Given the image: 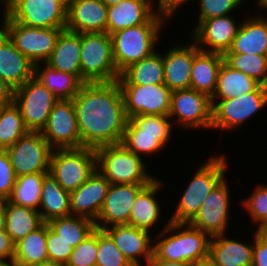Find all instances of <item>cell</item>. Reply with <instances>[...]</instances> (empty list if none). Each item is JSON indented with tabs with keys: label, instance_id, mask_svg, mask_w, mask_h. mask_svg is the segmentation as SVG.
Masks as SVG:
<instances>
[{
	"label": "cell",
	"instance_id": "61",
	"mask_svg": "<svg viewBox=\"0 0 267 266\" xmlns=\"http://www.w3.org/2000/svg\"><path fill=\"white\" fill-rule=\"evenodd\" d=\"M260 232L267 236V230H260Z\"/></svg>",
	"mask_w": 267,
	"mask_h": 266
},
{
	"label": "cell",
	"instance_id": "26",
	"mask_svg": "<svg viewBox=\"0 0 267 266\" xmlns=\"http://www.w3.org/2000/svg\"><path fill=\"white\" fill-rule=\"evenodd\" d=\"M226 53L267 56V20L261 16L245 19Z\"/></svg>",
	"mask_w": 267,
	"mask_h": 266
},
{
	"label": "cell",
	"instance_id": "29",
	"mask_svg": "<svg viewBox=\"0 0 267 266\" xmlns=\"http://www.w3.org/2000/svg\"><path fill=\"white\" fill-rule=\"evenodd\" d=\"M161 183L156 178L138 193L132 205L127 225L150 232V229L158 222L160 216L161 209L154 196H156L157 191L159 192L160 186H162Z\"/></svg>",
	"mask_w": 267,
	"mask_h": 266
},
{
	"label": "cell",
	"instance_id": "37",
	"mask_svg": "<svg viewBox=\"0 0 267 266\" xmlns=\"http://www.w3.org/2000/svg\"><path fill=\"white\" fill-rule=\"evenodd\" d=\"M169 115H137L127 120L124 134L159 135L164 147L169 142L172 124Z\"/></svg>",
	"mask_w": 267,
	"mask_h": 266
},
{
	"label": "cell",
	"instance_id": "50",
	"mask_svg": "<svg viewBox=\"0 0 267 266\" xmlns=\"http://www.w3.org/2000/svg\"><path fill=\"white\" fill-rule=\"evenodd\" d=\"M14 102V89L0 77V106Z\"/></svg>",
	"mask_w": 267,
	"mask_h": 266
},
{
	"label": "cell",
	"instance_id": "43",
	"mask_svg": "<svg viewBox=\"0 0 267 266\" xmlns=\"http://www.w3.org/2000/svg\"><path fill=\"white\" fill-rule=\"evenodd\" d=\"M252 220L258 222V231L267 224V185L257 186L254 193L242 200Z\"/></svg>",
	"mask_w": 267,
	"mask_h": 266
},
{
	"label": "cell",
	"instance_id": "15",
	"mask_svg": "<svg viewBox=\"0 0 267 266\" xmlns=\"http://www.w3.org/2000/svg\"><path fill=\"white\" fill-rule=\"evenodd\" d=\"M211 98L195 89H178L171 93L169 117L177 116L180 125L189 128H211Z\"/></svg>",
	"mask_w": 267,
	"mask_h": 266
},
{
	"label": "cell",
	"instance_id": "51",
	"mask_svg": "<svg viewBox=\"0 0 267 266\" xmlns=\"http://www.w3.org/2000/svg\"><path fill=\"white\" fill-rule=\"evenodd\" d=\"M189 0H158L157 10L166 13L170 17L184 2L187 3Z\"/></svg>",
	"mask_w": 267,
	"mask_h": 266
},
{
	"label": "cell",
	"instance_id": "9",
	"mask_svg": "<svg viewBox=\"0 0 267 266\" xmlns=\"http://www.w3.org/2000/svg\"><path fill=\"white\" fill-rule=\"evenodd\" d=\"M58 99L34 76L14 90V103L19 107L29 131L41 132Z\"/></svg>",
	"mask_w": 267,
	"mask_h": 266
},
{
	"label": "cell",
	"instance_id": "38",
	"mask_svg": "<svg viewBox=\"0 0 267 266\" xmlns=\"http://www.w3.org/2000/svg\"><path fill=\"white\" fill-rule=\"evenodd\" d=\"M46 174L30 173L17 177L8 200L13 204L37 210L40 207L41 188Z\"/></svg>",
	"mask_w": 267,
	"mask_h": 266
},
{
	"label": "cell",
	"instance_id": "40",
	"mask_svg": "<svg viewBox=\"0 0 267 266\" xmlns=\"http://www.w3.org/2000/svg\"><path fill=\"white\" fill-rule=\"evenodd\" d=\"M224 61L233 69L267 86V56L258 54L225 53Z\"/></svg>",
	"mask_w": 267,
	"mask_h": 266
},
{
	"label": "cell",
	"instance_id": "36",
	"mask_svg": "<svg viewBox=\"0 0 267 266\" xmlns=\"http://www.w3.org/2000/svg\"><path fill=\"white\" fill-rule=\"evenodd\" d=\"M48 226L60 238L77 247L95 229V222L90 218L77 215L57 217L47 222Z\"/></svg>",
	"mask_w": 267,
	"mask_h": 266
},
{
	"label": "cell",
	"instance_id": "30",
	"mask_svg": "<svg viewBox=\"0 0 267 266\" xmlns=\"http://www.w3.org/2000/svg\"><path fill=\"white\" fill-rule=\"evenodd\" d=\"M34 65V77L38 79L58 100H73L84 84L76 75L58 71L48 64Z\"/></svg>",
	"mask_w": 267,
	"mask_h": 266
},
{
	"label": "cell",
	"instance_id": "41",
	"mask_svg": "<svg viewBox=\"0 0 267 266\" xmlns=\"http://www.w3.org/2000/svg\"><path fill=\"white\" fill-rule=\"evenodd\" d=\"M96 266H133L115 245L112 238L101 229H98Z\"/></svg>",
	"mask_w": 267,
	"mask_h": 266
},
{
	"label": "cell",
	"instance_id": "34",
	"mask_svg": "<svg viewBox=\"0 0 267 266\" xmlns=\"http://www.w3.org/2000/svg\"><path fill=\"white\" fill-rule=\"evenodd\" d=\"M5 231L14 243L39 228L44 221L38 210L19 206L5 200Z\"/></svg>",
	"mask_w": 267,
	"mask_h": 266
},
{
	"label": "cell",
	"instance_id": "63",
	"mask_svg": "<svg viewBox=\"0 0 267 266\" xmlns=\"http://www.w3.org/2000/svg\"><path fill=\"white\" fill-rule=\"evenodd\" d=\"M261 230H267V224Z\"/></svg>",
	"mask_w": 267,
	"mask_h": 266
},
{
	"label": "cell",
	"instance_id": "16",
	"mask_svg": "<svg viewBox=\"0 0 267 266\" xmlns=\"http://www.w3.org/2000/svg\"><path fill=\"white\" fill-rule=\"evenodd\" d=\"M229 188L223 178L205 199L195 217L189 222L210 237L226 234L229 214Z\"/></svg>",
	"mask_w": 267,
	"mask_h": 266
},
{
	"label": "cell",
	"instance_id": "31",
	"mask_svg": "<svg viewBox=\"0 0 267 266\" xmlns=\"http://www.w3.org/2000/svg\"><path fill=\"white\" fill-rule=\"evenodd\" d=\"M70 193L66 192L57 180L47 173L44 177L41 188V202L39 213L44 222L57 217L71 215Z\"/></svg>",
	"mask_w": 267,
	"mask_h": 266
},
{
	"label": "cell",
	"instance_id": "45",
	"mask_svg": "<svg viewBox=\"0 0 267 266\" xmlns=\"http://www.w3.org/2000/svg\"><path fill=\"white\" fill-rule=\"evenodd\" d=\"M243 0H200V13L198 24L196 28L207 19L226 16L236 7H238Z\"/></svg>",
	"mask_w": 267,
	"mask_h": 266
},
{
	"label": "cell",
	"instance_id": "56",
	"mask_svg": "<svg viewBox=\"0 0 267 266\" xmlns=\"http://www.w3.org/2000/svg\"><path fill=\"white\" fill-rule=\"evenodd\" d=\"M59 3H61L66 9H68L74 0H57Z\"/></svg>",
	"mask_w": 267,
	"mask_h": 266
},
{
	"label": "cell",
	"instance_id": "8",
	"mask_svg": "<svg viewBox=\"0 0 267 266\" xmlns=\"http://www.w3.org/2000/svg\"><path fill=\"white\" fill-rule=\"evenodd\" d=\"M1 28L16 48L34 65L46 62L52 55L57 39L65 28H36L14 21L6 12Z\"/></svg>",
	"mask_w": 267,
	"mask_h": 266
},
{
	"label": "cell",
	"instance_id": "6",
	"mask_svg": "<svg viewBox=\"0 0 267 266\" xmlns=\"http://www.w3.org/2000/svg\"><path fill=\"white\" fill-rule=\"evenodd\" d=\"M81 81L114 82L120 73L113 58L111 35L107 32L81 33Z\"/></svg>",
	"mask_w": 267,
	"mask_h": 266
},
{
	"label": "cell",
	"instance_id": "46",
	"mask_svg": "<svg viewBox=\"0 0 267 266\" xmlns=\"http://www.w3.org/2000/svg\"><path fill=\"white\" fill-rule=\"evenodd\" d=\"M73 248L69 242L60 238V235H57L47 224L46 249L49 260L66 264Z\"/></svg>",
	"mask_w": 267,
	"mask_h": 266
},
{
	"label": "cell",
	"instance_id": "4",
	"mask_svg": "<svg viewBox=\"0 0 267 266\" xmlns=\"http://www.w3.org/2000/svg\"><path fill=\"white\" fill-rule=\"evenodd\" d=\"M96 152V169L110 184L149 185L156 179L146 172L142 156L128 150L123 144L99 147Z\"/></svg>",
	"mask_w": 267,
	"mask_h": 266
},
{
	"label": "cell",
	"instance_id": "24",
	"mask_svg": "<svg viewBox=\"0 0 267 266\" xmlns=\"http://www.w3.org/2000/svg\"><path fill=\"white\" fill-rule=\"evenodd\" d=\"M152 0H122L107 8V33L147 23L156 13Z\"/></svg>",
	"mask_w": 267,
	"mask_h": 266
},
{
	"label": "cell",
	"instance_id": "47",
	"mask_svg": "<svg viewBox=\"0 0 267 266\" xmlns=\"http://www.w3.org/2000/svg\"><path fill=\"white\" fill-rule=\"evenodd\" d=\"M16 179L8 153L5 150L0 151V199L10 198Z\"/></svg>",
	"mask_w": 267,
	"mask_h": 266
},
{
	"label": "cell",
	"instance_id": "55",
	"mask_svg": "<svg viewBox=\"0 0 267 266\" xmlns=\"http://www.w3.org/2000/svg\"><path fill=\"white\" fill-rule=\"evenodd\" d=\"M34 266H66V264L60 263V262H55L51 260H47L44 262H40L37 264H34Z\"/></svg>",
	"mask_w": 267,
	"mask_h": 266
},
{
	"label": "cell",
	"instance_id": "12",
	"mask_svg": "<svg viewBox=\"0 0 267 266\" xmlns=\"http://www.w3.org/2000/svg\"><path fill=\"white\" fill-rule=\"evenodd\" d=\"M52 150L41 132L32 131L5 149L17 177L30 173H49Z\"/></svg>",
	"mask_w": 267,
	"mask_h": 266
},
{
	"label": "cell",
	"instance_id": "2",
	"mask_svg": "<svg viewBox=\"0 0 267 266\" xmlns=\"http://www.w3.org/2000/svg\"><path fill=\"white\" fill-rule=\"evenodd\" d=\"M165 235L167 237H164ZM156 237L161 239L153 245L151 260L192 263L209 256L211 237L189 223L168 221L163 231Z\"/></svg>",
	"mask_w": 267,
	"mask_h": 266
},
{
	"label": "cell",
	"instance_id": "59",
	"mask_svg": "<svg viewBox=\"0 0 267 266\" xmlns=\"http://www.w3.org/2000/svg\"><path fill=\"white\" fill-rule=\"evenodd\" d=\"M257 4H259V7H262L263 9L267 8V0H257Z\"/></svg>",
	"mask_w": 267,
	"mask_h": 266
},
{
	"label": "cell",
	"instance_id": "1",
	"mask_svg": "<svg viewBox=\"0 0 267 266\" xmlns=\"http://www.w3.org/2000/svg\"><path fill=\"white\" fill-rule=\"evenodd\" d=\"M73 103L81 148L96 150L122 142L128 118L118 81L84 83Z\"/></svg>",
	"mask_w": 267,
	"mask_h": 266
},
{
	"label": "cell",
	"instance_id": "3",
	"mask_svg": "<svg viewBox=\"0 0 267 266\" xmlns=\"http://www.w3.org/2000/svg\"><path fill=\"white\" fill-rule=\"evenodd\" d=\"M169 18L166 13L157 11L147 23L111 34L113 58L119 73L156 51L154 47L160 37L161 26Z\"/></svg>",
	"mask_w": 267,
	"mask_h": 266
},
{
	"label": "cell",
	"instance_id": "14",
	"mask_svg": "<svg viewBox=\"0 0 267 266\" xmlns=\"http://www.w3.org/2000/svg\"><path fill=\"white\" fill-rule=\"evenodd\" d=\"M41 134L52 149L81 148L73 100H58L55 103Z\"/></svg>",
	"mask_w": 267,
	"mask_h": 266
},
{
	"label": "cell",
	"instance_id": "22",
	"mask_svg": "<svg viewBox=\"0 0 267 266\" xmlns=\"http://www.w3.org/2000/svg\"><path fill=\"white\" fill-rule=\"evenodd\" d=\"M107 8L102 0H74L67 9L65 29L75 33L107 32Z\"/></svg>",
	"mask_w": 267,
	"mask_h": 266
},
{
	"label": "cell",
	"instance_id": "53",
	"mask_svg": "<svg viewBox=\"0 0 267 266\" xmlns=\"http://www.w3.org/2000/svg\"><path fill=\"white\" fill-rule=\"evenodd\" d=\"M5 200L0 199V232L5 230Z\"/></svg>",
	"mask_w": 267,
	"mask_h": 266
},
{
	"label": "cell",
	"instance_id": "52",
	"mask_svg": "<svg viewBox=\"0 0 267 266\" xmlns=\"http://www.w3.org/2000/svg\"><path fill=\"white\" fill-rule=\"evenodd\" d=\"M149 266H190V263L167 260H151Z\"/></svg>",
	"mask_w": 267,
	"mask_h": 266
},
{
	"label": "cell",
	"instance_id": "57",
	"mask_svg": "<svg viewBox=\"0 0 267 266\" xmlns=\"http://www.w3.org/2000/svg\"><path fill=\"white\" fill-rule=\"evenodd\" d=\"M9 262H6V260H0V266H15V260L14 259L9 260Z\"/></svg>",
	"mask_w": 267,
	"mask_h": 266
},
{
	"label": "cell",
	"instance_id": "49",
	"mask_svg": "<svg viewBox=\"0 0 267 266\" xmlns=\"http://www.w3.org/2000/svg\"><path fill=\"white\" fill-rule=\"evenodd\" d=\"M14 254L15 243L5 230L0 232V260H12L14 258Z\"/></svg>",
	"mask_w": 267,
	"mask_h": 266
},
{
	"label": "cell",
	"instance_id": "20",
	"mask_svg": "<svg viewBox=\"0 0 267 266\" xmlns=\"http://www.w3.org/2000/svg\"><path fill=\"white\" fill-rule=\"evenodd\" d=\"M103 230L133 266H142L139 260L142 256L149 266L153 257L150 232L127 224L112 225Z\"/></svg>",
	"mask_w": 267,
	"mask_h": 266
},
{
	"label": "cell",
	"instance_id": "7",
	"mask_svg": "<svg viewBox=\"0 0 267 266\" xmlns=\"http://www.w3.org/2000/svg\"><path fill=\"white\" fill-rule=\"evenodd\" d=\"M96 171V152L92 148L53 149L49 174L66 192H73Z\"/></svg>",
	"mask_w": 267,
	"mask_h": 266
},
{
	"label": "cell",
	"instance_id": "39",
	"mask_svg": "<svg viewBox=\"0 0 267 266\" xmlns=\"http://www.w3.org/2000/svg\"><path fill=\"white\" fill-rule=\"evenodd\" d=\"M28 132L20 109L14 102L0 106V144L5 149Z\"/></svg>",
	"mask_w": 267,
	"mask_h": 266
},
{
	"label": "cell",
	"instance_id": "28",
	"mask_svg": "<svg viewBox=\"0 0 267 266\" xmlns=\"http://www.w3.org/2000/svg\"><path fill=\"white\" fill-rule=\"evenodd\" d=\"M223 62V54L200 50L193 58L190 88L212 98L217 85L218 71Z\"/></svg>",
	"mask_w": 267,
	"mask_h": 266
},
{
	"label": "cell",
	"instance_id": "33",
	"mask_svg": "<svg viewBox=\"0 0 267 266\" xmlns=\"http://www.w3.org/2000/svg\"><path fill=\"white\" fill-rule=\"evenodd\" d=\"M119 84H164L163 57L153 52L139 62L124 69L117 80Z\"/></svg>",
	"mask_w": 267,
	"mask_h": 266
},
{
	"label": "cell",
	"instance_id": "13",
	"mask_svg": "<svg viewBox=\"0 0 267 266\" xmlns=\"http://www.w3.org/2000/svg\"><path fill=\"white\" fill-rule=\"evenodd\" d=\"M128 119L137 115H169L172 91L165 84H120Z\"/></svg>",
	"mask_w": 267,
	"mask_h": 266
},
{
	"label": "cell",
	"instance_id": "62",
	"mask_svg": "<svg viewBox=\"0 0 267 266\" xmlns=\"http://www.w3.org/2000/svg\"><path fill=\"white\" fill-rule=\"evenodd\" d=\"M5 148L0 144V151H4Z\"/></svg>",
	"mask_w": 267,
	"mask_h": 266
},
{
	"label": "cell",
	"instance_id": "25",
	"mask_svg": "<svg viewBox=\"0 0 267 266\" xmlns=\"http://www.w3.org/2000/svg\"><path fill=\"white\" fill-rule=\"evenodd\" d=\"M81 33L64 29L56 42L52 55L45 62L50 67L76 75L81 80Z\"/></svg>",
	"mask_w": 267,
	"mask_h": 266
},
{
	"label": "cell",
	"instance_id": "17",
	"mask_svg": "<svg viewBox=\"0 0 267 266\" xmlns=\"http://www.w3.org/2000/svg\"><path fill=\"white\" fill-rule=\"evenodd\" d=\"M147 185L110 184L101 212L95 221L97 229L128 224L132 205L138 193Z\"/></svg>",
	"mask_w": 267,
	"mask_h": 266
},
{
	"label": "cell",
	"instance_id": "44",
	"mask_svg": "<svg viewBox=\"0 0 267 266\" xmlns=\"http://www.w3.org/2000/svg\"><path fill=\"white\" fill-rule=\"evenodd\" d=\"M121 144L136 155L153 154L164 148L159 143V135L124 134Z\"/></svg>",
	"mask_w": 267,
	"mask_h": 266
},
{
	"label": "cell",
	"instance_id": "11",
	"mask_svg": "<svg viewBox=\"0 0 267 266\" xmlns=\"http://www.w3.org/2000/svg\"><path fill=\"white\" fill-rule=\"evenodd\" d=\"M267 104V86L231 99L212 101L211 128L235 129Z\"/></svg>",
	"mask_w": 267,
	"mask_h": 266
},
{
	"label": "cell",
	"instance_id": "27",
	"mask_svg": "<svg viewBox=\"0 0 267 266\" xmlns=\"http://www.w3.org/2000/svg\"><path fill=\"white\" fill-rule=\"evenodd\" d=\"M224 234L211 237L209 257L216 266H252L254 244L226 238ZM246 244V245H245Z\"/></svg>",
	"mask_w": 267,
	"mask_h": 266
},
{
	"label": "cell",
	"instance_id": "19",
	"mask_svg": "<svg viewBox=\"0 0 267 266\" xmlns=\"http://www.w3.org/2000/svg\"><path fill=\"white\" fill-rule=\"evenodd\" d=\"M235 24L230 15L207 19L194 30L192 38L201 51L224 55L230 49L240 28V25ZM201 45L207 46L208 50Z\"/></svg>",
	"mask_w": 267,
	"mask_h": 266
},
{
	"label": "cell",
	"instance_id": "42",
	"mask_svg": "<svg viewBox=\"0 0 267 266\" xmlns=\"http://www.w3.org/2000/svg\"><path fill=\"white\" fill-rule=\"evenodd\" d=\"M98 229L89 234L73 251L66 266H96Z\"/></svg>",
	"mask_w": 267,
	"mask_h": 266
},
{
	"label": "cell",
	"instance_id": "10",
	"mask_svg": "<svg viewBox=\"0 0 267 266\" xmlns=\"http://www.w3.org/2000/svg\"><path fill=\"white\" fill-rule=\"evenodd\" d=\"M6 12L14 21L36 28H66L67 9L57 0H7Z\"/></svg>",
	"mask_w": 267,
	"mask_h": 266
},
{
	"label": "cell",
	"instance_id": "54",
	"mask_svg": "<svg viewBox=\"0 0 267 266\" xmlns=\"http://www.w3.org/2000/svg\"><path fill=\"white\" fill-rule=\"evenodd\" d=\"M190 266H216L213 260L208 256L190 263Z\"/></svg>",
	"mask_w": 267,
	"mask_h": 266
},
{
	"label": "cell",
	"instance_id": "32",
	"mask_svg": "<svg viewBox=\"0 0 267 266\" xmlns=\"http://www.w3.org/2000/svg\"><path fill=\"white\" fill-rule=\"evenodd\" d=\"M261 84L245 73L233 69L225 61L219 68L217 85L211 101L218 97L231 99L255 91Z\"/></svg>",
	"mask_w": 267,
	"mask_h": 266
},
{
	"label": "cell",
	"instance_id": "18",
	"mask_svg": "<svg viewBox=\"0 0 267 266\" xmlns=\"http://www.w3.org/2000/svg\"><path fill=\"white\" fill-rule=\"evenodd\" d=\"M109 186L110 182L96 169L83 184L70 193L71 215L84 216L95 222Z\"/></svg>",
	"mask_w": 267,
	"mask_h": 266
},
{
	"label": "cell",
	"instance_id": "23",
	"mask_svg": "<svg viewBox=\"0 0 267 266\" xmlns=\"http://www.w3.org/2000/svg\"><path fill=\"white\" fill-rule=\"evenodd\" d=\"M200 51L196 42L192 45H176L163 57L164 84L171 90L190 88L194 56Z\"/></svg>",
	"mask_w": 267,
	"mask_h": 266
},
{
	"label": "cell",
	"instance_id": "58",
	"mask_svg": "<svg viewBox=\"0 0 267 266\" xmlns=\"http://www.w3.org/2000/svg\"><path fill=\"white\" fill-rule=\"evenodd\" d=\"M107 7L118 4L122 0H102Z\"/></svg>",
	"mask_w": 267,
	"mask_h": 266
},
{
	"label": "cell",
	"instance_id": "21",
	"mask_svg": "<svg viewBox=\"0 0 267 266\" xmlns=\"http://www.w3.org/2000/svg\"><path fill=\"white\" fill-rule=\"evenodd\" d=\"M34 76V64L0 27V77L14 90Z\"/></svg>",
	"mask_w": 267,
	"mask_h": 266
},
{
	"label": "cell",
	"instance_id": "60",
	"mask_svg": "<svg viewBox=\"0 0 267 266\" xmlns=\"http://www.w3.org/2000/svg\"><path fill=\"white\" fill-rule=\"evenodd\" d=\"M15 266H34V265H25V264L15 261Z\"/></svg>",
	"mask_w": 267,
	"mask_h": 266
},
{
	"label": "cell",
	"instance_id": "5",
	"mask_svg": "<svg viewBox=\"0 0 267 266\" xmlns=\"http://www.w3.org/2000/svg\"><path fill=\"white\" fill-rule=\"evenodd\" d=\"M226 161L224 155L212 157L197 169L170 217V222L189 223L195 217L205 199L225 177Z\"/></svg>",
	"mask_w": 267,
	"mask_h": 266
},
{
	"label": "cell",
	"instance_id": "35",
	"mask_svg": "<svg viewBox=\"0 0 267 266\" xmlns=\"http://www.w3.org/2000/svg\"><path fill=\"white\" fill-rule=\"evenodd\" d=\"M46 242L47 222H44L39 228L15 243L13 259L25 265H34L49 260Z\"/></svg>",
	"mask_w": 267,
	"mask_h": 266
},
{
	"label": "cell",
	"instance_id": "48",
	"mask_svg": "<svg viewBox=\"0 0 267 266\" xmlns=\"http://www.w3.org/2000/svg\"><path fill=\"white\" fill-rule=\"evenodd\" d=\"M253 240L254 251L252 266H267V236L257 230Z\"/></svg>",
	"mask_w": 267,
	"mask_h": 266
}]
</instances>
